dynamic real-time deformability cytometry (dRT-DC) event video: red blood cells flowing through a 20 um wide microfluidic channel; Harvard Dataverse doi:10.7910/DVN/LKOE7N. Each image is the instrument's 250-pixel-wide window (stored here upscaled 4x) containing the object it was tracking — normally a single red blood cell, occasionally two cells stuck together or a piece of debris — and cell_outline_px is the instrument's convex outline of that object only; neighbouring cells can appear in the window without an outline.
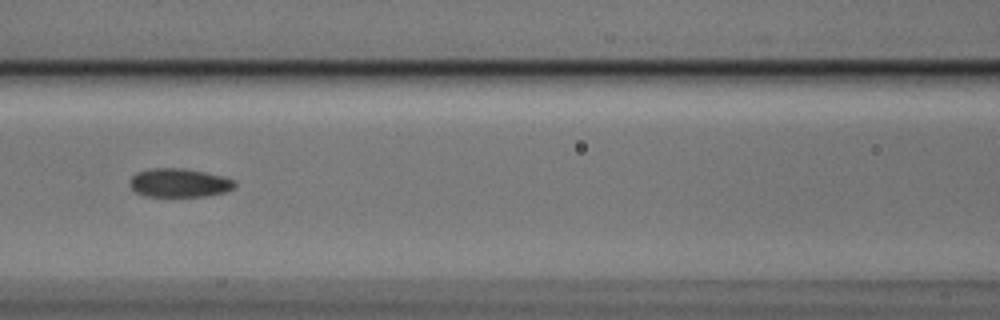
{"species": "Egyptian fruit bat (a non-hibernating species)", "species_latin": "Rousettus aegyptiacus", "temperature_condition": "cold", "stored_images_in_passage": 5, "camera_frame_rate_fps": 3000, "um_per_image_px": 0.085, "animal": {"sex": "male"}, "frame": {"image": 1, "passage_image": 4, "time_ms": 1.0, "image_size_px": [1000, 320], "cell_outline_px": [[236, 188], [224, 192], [208, 196], [144, 196], [136, 192], [128, 184], [128, 180], [136, 172], [148, 168], [184, 168], [224, 176], [236, 180]], "centroid_in_image_um": [15.23, 15.53], "position_along_channel_um": 151.4, "area_um2": 17.86}}
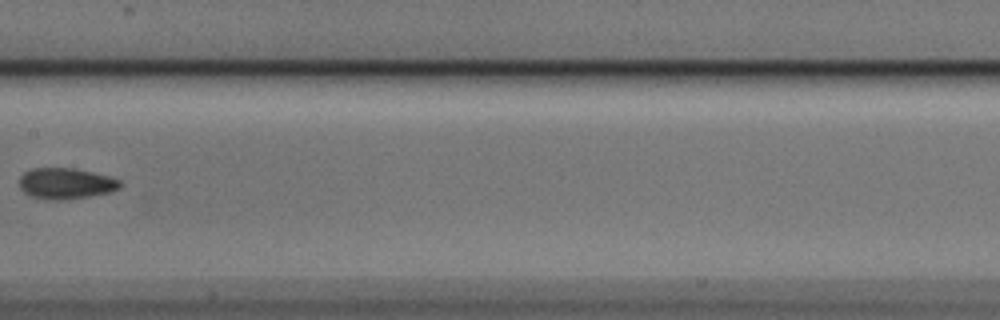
{"frame": {"image": 2, "passage_image": 5, "time_ms": 1.333, "image_size_px": [1000, 320], "cell_outline_px": [[120, 188], [112, 192], [64, 200], [52, 200], [32, 196], [24, 192], [20, 188], [20, 176], [24, 172], [32, 168], [72, 168], [108, 176], [120, 180]], "centroid_in_image_um": [5.59, 15.6], "position_along_channel_um": 201.8, "area_um2": 18.03}}